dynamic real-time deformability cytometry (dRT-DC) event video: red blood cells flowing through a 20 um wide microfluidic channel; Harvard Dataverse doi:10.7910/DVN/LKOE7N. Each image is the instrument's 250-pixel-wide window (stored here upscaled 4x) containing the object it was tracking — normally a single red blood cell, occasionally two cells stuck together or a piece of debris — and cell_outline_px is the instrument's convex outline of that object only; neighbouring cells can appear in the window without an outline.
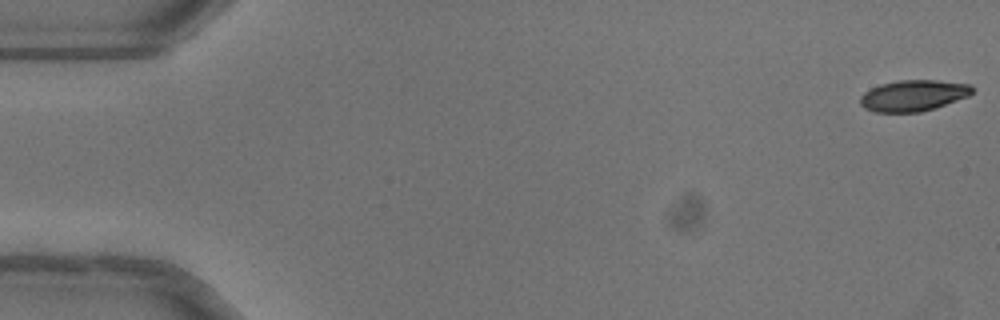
{"species": "common noctule bat (a hibernating species)", "species_latin": "Nyctalus noctula", "temperature_condition": "warm", "stored_images_in_passage": 12, "camera_frame_rate_fps": 3000, "um_per_image_px": 0.085, "animal": {"sex": "female"}, "frame": {"image": 1, "passage_image": 1, "time_ms": 0.0, "image_size_px": [1000, 320], "cell_outline_px": [[972, 92], [968, 96], [920, 112], [876, 112], [864, 108], [860, 104], [860, 96], [864, 92], [880, 84], [900, 80], [936, 80], [972, 84]], "centroid_in_image_um": [77.6, 8.11], "position_along_channel_um": 7.4, "area_um2": 20.11}}